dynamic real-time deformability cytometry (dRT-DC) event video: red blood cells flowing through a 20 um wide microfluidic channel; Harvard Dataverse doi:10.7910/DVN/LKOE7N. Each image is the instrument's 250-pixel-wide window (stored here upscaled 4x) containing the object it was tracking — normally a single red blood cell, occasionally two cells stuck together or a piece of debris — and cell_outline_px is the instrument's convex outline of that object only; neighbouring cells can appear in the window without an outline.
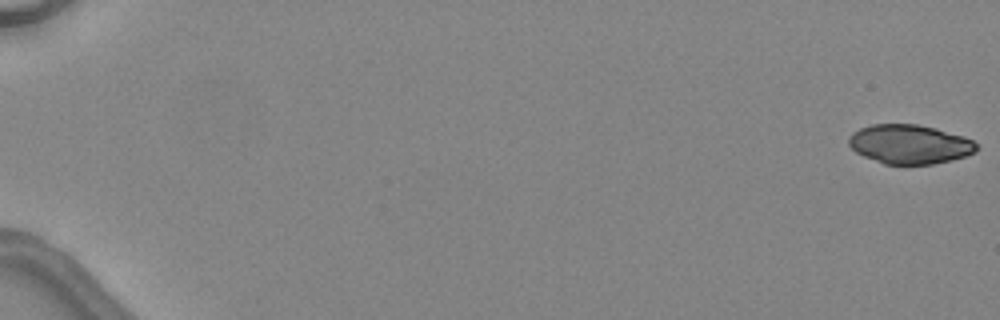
{"species": "common noctule bat (a hibernating species)", "species_latin": "Nyctalus noctula", "temperature_condition": "warm", "stored_images_in_passage": 4, "camera_frame_rate_fps": 3000, "um_per_image_px": 0.085, "animal": {"sex": "female", "body_mass_g": 24.6, "forearm_length_mm": 56.2}, "frame": {"image": 1, "passage_image": 1, "time_ms": 0.0, "image_size_px": [1000, 320], "cell_outline_px": [[976, 152], [952, 160], [932, 164], [884, 164], [864, 156], [856, 152], [848, 144], [848, 136], [852, 132], [860, 128], [872, 124], [916, 124], [936, 128], [964, 136], [972, 140], [976, 144]], "centroid_in_image_um": [77.3, 12.25], "position_along_channel_um": 7.7, "area_um2": 29.19}}